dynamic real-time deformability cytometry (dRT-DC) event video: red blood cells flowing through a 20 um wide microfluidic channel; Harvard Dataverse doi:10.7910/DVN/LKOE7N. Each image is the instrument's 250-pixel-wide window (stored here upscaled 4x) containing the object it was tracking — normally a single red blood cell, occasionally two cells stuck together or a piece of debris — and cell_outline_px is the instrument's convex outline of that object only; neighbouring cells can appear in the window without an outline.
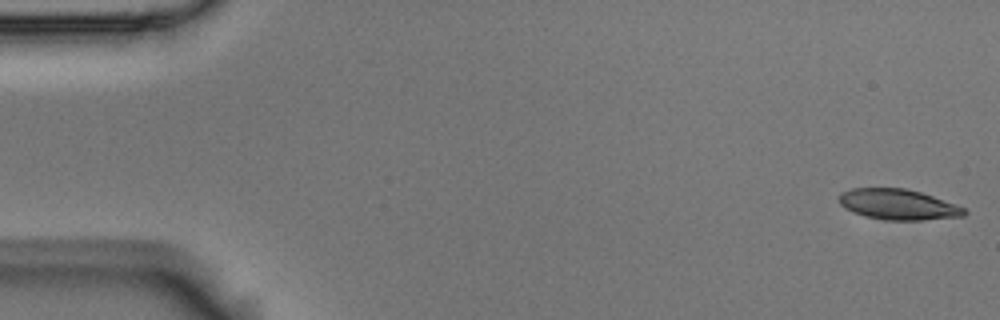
{"species": "Egyptian fruit bat (a non-hibernating species)", "species_latin": "Rousettus aegyptiacus", "temperature_condition": "room temperature", "stored_images_in_passage": 53, "camera_frame_rate_fps": 3000, "um_per_image_px": 0.085, "animal": {"sex": "male"}, "frame": {"image": 1, "passage_image": 1, "time_ms": 0.0, "image_size_px": [1000, 320], "cell_outline_px": [[968, 212], [964, 216], [924, 220], [884, 220], [864, 216], [852, 212], [844, 208], [840, 204], [840, 196], [844, 192], [852, 188], [908, 188], [932, 196], [964, 208]], "centroid_in_image_um": [76.33, 17.39], "position_along_channel_um": 8.7, "area_um2": 22.2}}
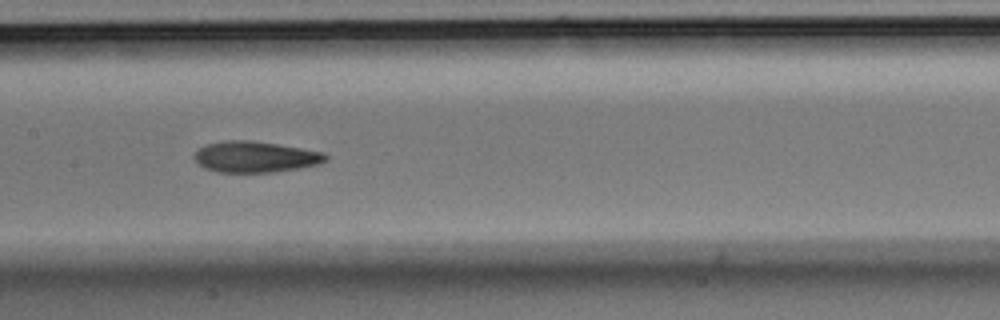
{"frame": {"image": 2, "passage_image": 26, "time_ms": 8.333, "image_size_px": [1000, 320], "cell_outline_px": [[328, 160], [320, 164], [300, 168], [272, 172], [216, 172], [204, 168], [196, 160], [196, 152], [200, 148], [208, 144], [224, 140], [252, 140], [324, 152], [328, 156]], "centroid_in_image_um": [21.74, 13.33], "position_along_channel_um": 185.7, "area_um2": 23.64}}
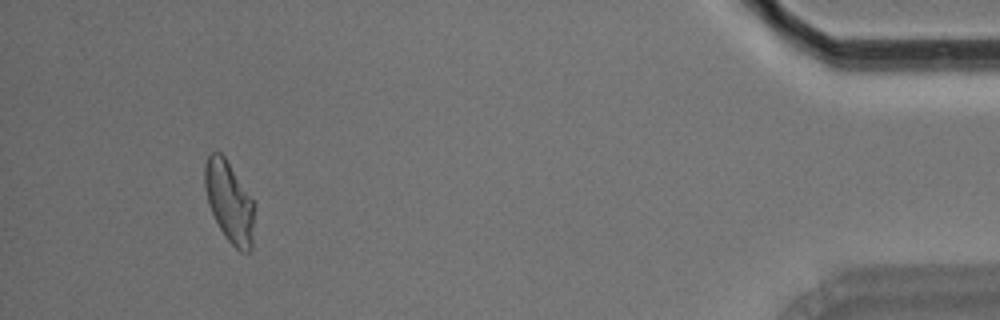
{"frame": {"image": 3, "passage_image": 50, "time_ms": 16.333, "image_size_px": [1000, 320], "cell_outline_px": [[252, 248], [248, 252], [240, 252], [228, 240], [220, 228], [208, 204], [204, 184], [204, 164], [208, 156], [212, 152], [220, 152], [224, 156], [252, 200]], "centroid_in_image_um": [19.44, 17.14], "position_along_channel_um": 415.8, "area_um2": 22.66}, "authors_computed_cell_mechanics": {"area_um2": 23.409, "velocity_mm_per_s": 3.729, "shape_relaxation_time_tau1_ms": 6.2659, "shape_relaxation_time_tau2_ms": 4.167, "deformation_change_tau1": 0.1568, "deformation_change_tau2": 0.1177}}